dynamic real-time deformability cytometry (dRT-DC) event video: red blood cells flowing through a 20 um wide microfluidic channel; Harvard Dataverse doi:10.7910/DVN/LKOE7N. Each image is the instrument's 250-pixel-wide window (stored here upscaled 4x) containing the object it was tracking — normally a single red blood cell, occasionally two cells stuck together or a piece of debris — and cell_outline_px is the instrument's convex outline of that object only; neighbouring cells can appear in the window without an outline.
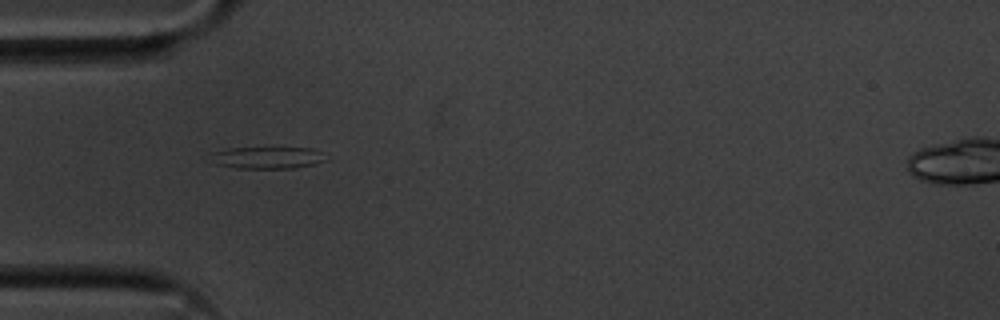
{"species": "common noctule bat (a hibernating species)", "species_latin": "Nyctalus noctula", "temperature_condition": "cold", "stored_images_in_passage": 39, "camera_frame_rate_fps": 3000, "um_per_image_px": 0.085, "animal": {"sex": "male", "body_mass_g": 20.1, "forearm_length_mm": 53.5}, "frame": {"image": 1, "passage_image": 1, "time_ms": 0.0, "image_size_px": [1000, 320], "cell_outline_px": [[328, 160], [312, 164], [292, 168], [236, 168], [216, 164], [212, 152], [228, 148], [312, 148], [320, 152]], "centroid_in_image_um": [22.75, 13.4], "position_along_channel_um": 62.3, "area_um2": 14.39}}
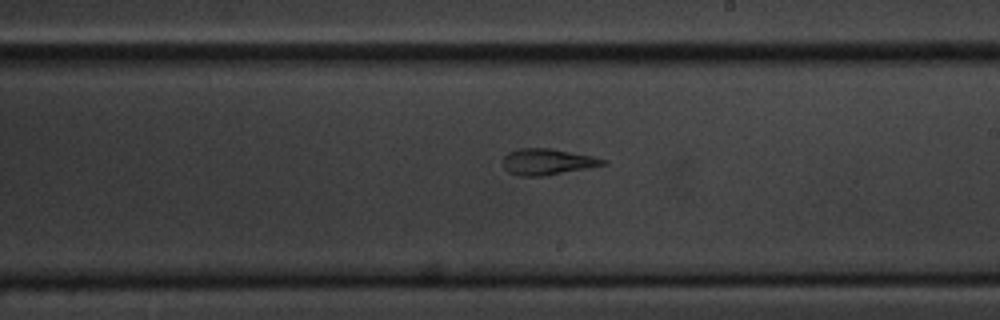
{"frame": {"image": 2, "passage_image": 16, "time_ms": 5.0, "image_size_px": [1000, 320], "cell_outline_px": [[608, 164], [544, 176], [520, 176], [508, 172], [504, 168], [504, 156], [508, 152], [520, 148], [552, 148], [592, 156], [608, 160]], "centroid_in_image_um": [46.54, 13.75], "position_along_channel_um": 242.5, "area_um2": 15.26}}
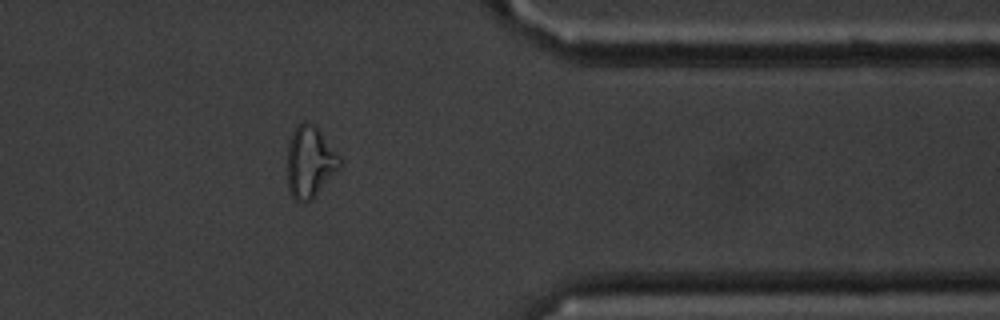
{"frame": {"image": 3, "passage_image": 29, "time_ms": 9.333, "image_size_px": [1000, 320], "cell_outline_px": [[344, 164], [312, 200], [296, 200], [292, 196], [288, 188], [288, 144], [292, 132], [304, 120], [316, 124], [340, 156]], "centroid_in_image_um": [26.39, 13.73], "position_along_channel_um": 385.0, "area_um2": 22.08}, "authors_computed_cell_mechanics": {"area_um2": 15.7216, "velocity_mm_per_s": 3.6194, "shape_relaxation_time_tau1_ms": null, "shape_relaxation_time_tau2_ms": 2.1594, "deformation_change_tau1": null, "deformation_change_tau2": 0.12}}